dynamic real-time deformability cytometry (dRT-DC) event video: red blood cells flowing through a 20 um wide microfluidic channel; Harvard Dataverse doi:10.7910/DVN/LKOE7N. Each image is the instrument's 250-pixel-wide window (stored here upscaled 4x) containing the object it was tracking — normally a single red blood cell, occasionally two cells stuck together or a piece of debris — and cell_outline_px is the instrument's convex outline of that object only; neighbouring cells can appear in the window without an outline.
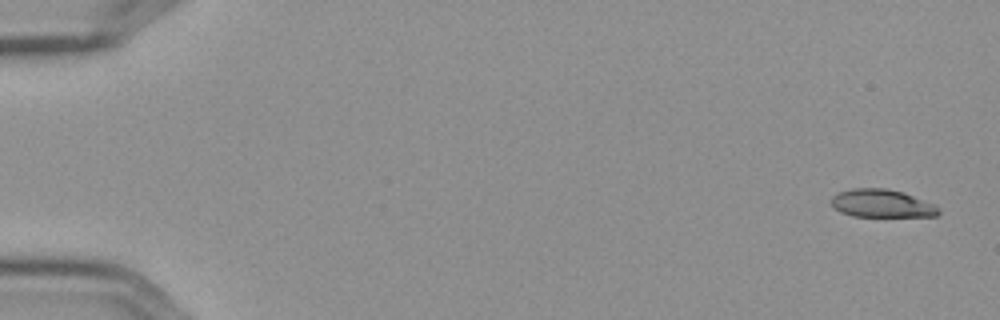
{"species": "Egyptian fruit bat (a non-hibernating species)", "species_latin": "Rousettus aegyptiacus", "temperature_condition": "cold", "stored_images_in_passage": 7, "camera_frame_rate_fps": 3000, "um_per_image_px": 0.085, "frame": {"image": 1, "passage_image": 1, "time_ms": 0.0, "image_size_px": [1000, 320], "cell_outline_px": [[940, 212], [936, 216], [852, 216], [840, 212], [832, 204], [832, 196], [840, 192], [852, 188], [888, 188], [936, 204], [940, 208]], "centroid_in_image_um": [74.97, 17.29], "position_along_channel_um": 10.0, "area_um2": 17.34}}
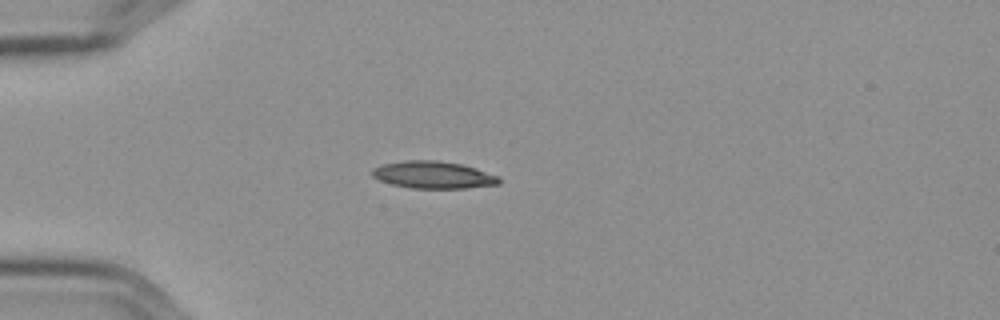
{"frame": {"image": 2, "passage_image": 5, "time_ms": 1.333, "image_size_px": [1000, 320], "cell_outline_px": [[500, 184], [468, 188], [412, 188], [392, 184], [380, 180], [372, 176], [372, 168], [384, 164], [404, 160], [436, 160], [460, 164], [476, 168], [500, 176]], "centroid_in_image_um": [36.86, 14.86], "position_along_channel_um": 48.1, "area_um2": 20.11}}
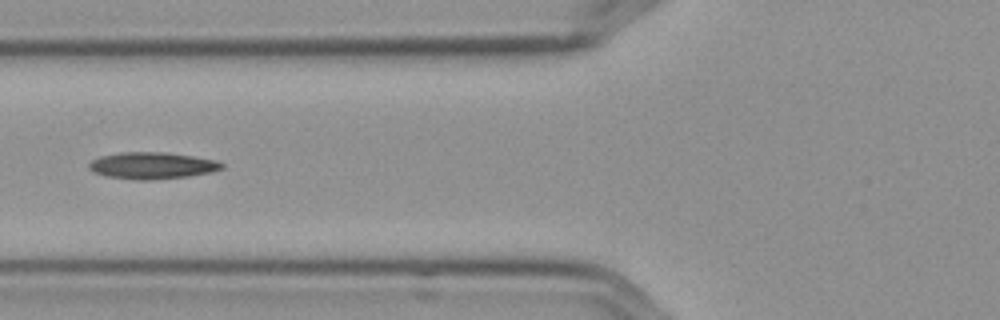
{"frame": {"image": 3, "passage_image": 7, "time_ms": 2.0, "image_size_px": [1000, 320], "cell_outline_px": [[224, 168], [212, 172], [188, 176], [152, 180], [132, 180], [104, 176], [92, 172], [88, 168], [88, 164], [92, 160], [100, 156], [120, 152], [168, 152], [216, 160], [224, 164]], "centroid_in_image_um": [12.9, 14.08], "position_along_channel_um": 112.9, "area_um2": 20.98}}